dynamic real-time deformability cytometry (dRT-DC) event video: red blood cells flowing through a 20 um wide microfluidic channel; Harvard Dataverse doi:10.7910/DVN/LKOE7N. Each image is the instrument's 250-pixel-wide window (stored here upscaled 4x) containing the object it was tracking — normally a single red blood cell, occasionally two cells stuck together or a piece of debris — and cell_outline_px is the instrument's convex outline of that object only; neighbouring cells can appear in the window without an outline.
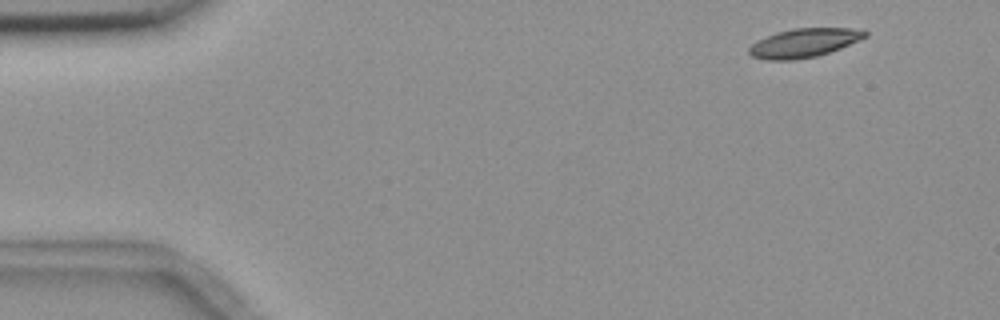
{"species": "common noctule bat (a hibernating species)", "species_latin": "Nyctalus noctula", "temperature_condition": "room temperature", "stored_images_in_passage": 5, "segment_of_instrument_passage": [1, 2], "camera_frame_rate_fps": 3000, "um_per_image_px": 0.085, "animal": {"sex": "female", "body_mass_g": 18.4}, "frame": {"image": 1, "passage_image": 1, "time_ms": 0.0, "image_size_px": [1000, 320], "cell_outline_px": [[868, 36], [840, 48], [816, 56], [792, 60], [764, 60], [752, 56], [748, 52], [748, 48], [756, 40], [776, 32], [792, 28], [852, 28], [868, 32]], "centroid_in_image_um": [68.29, 3.64], "position_along_channel_um": 16.7, "area_um2": 19.48}}